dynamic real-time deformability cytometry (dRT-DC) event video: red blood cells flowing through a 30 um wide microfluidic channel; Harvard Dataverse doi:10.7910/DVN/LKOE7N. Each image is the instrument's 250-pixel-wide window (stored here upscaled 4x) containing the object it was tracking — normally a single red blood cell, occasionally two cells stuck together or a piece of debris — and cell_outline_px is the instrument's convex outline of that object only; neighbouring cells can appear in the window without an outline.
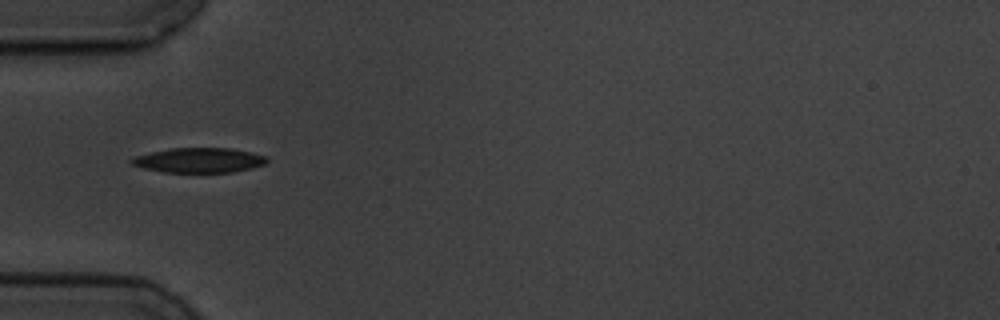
{"species": "common noctule bat (a hibernating species)", "species_latin": "Nyctalus noctula", "temperature_condition": "cold", "stored_images_in_passage": 40, "camera_frame_rate_fps": 3000, "um_per_image_px": 0.085, "animal": {"sex": "male", "body_mass_g": 19.5, "forearm_length_mm": 54.6}, "frame": {"image": 1, "passage_image": 1, "time_ms": 0.0, "image_size_px": [1000, 320], "cell_outline_px": [[268, 160], [264, 164], [252, 168], [232, 172], [164, 172], [144, 168], [132, 164], [128, 160], [132, 156], [172, 148], [232, 148], [252, 152], [268, 156]], "centroid_in_image_um": [16.93, 13.61], "position_along_channel_um": 68.1, "area_um2": 19.65}}
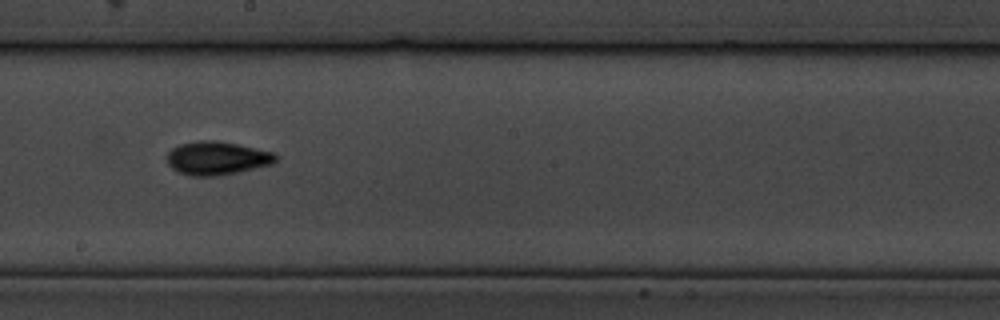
{"frame": {"image": 2, "passage_image": 15, "time_ms": 4.667, "image_size_px": [1000, 320], "cell_outline_px": [[276, 160], [272, 164], [236, 172], [216, 176], [192, 176], [180, 172], [172, 168], [168, 164], [168, 152], [172, 148], [180, 144], [196, 140], [216, 140], [236, 144], [272, 152], [276, 156]], "centroid_in_image_um": [18.4, 13.43], "position_along_channel_um": 229.8, "area_um2": 20.87}}
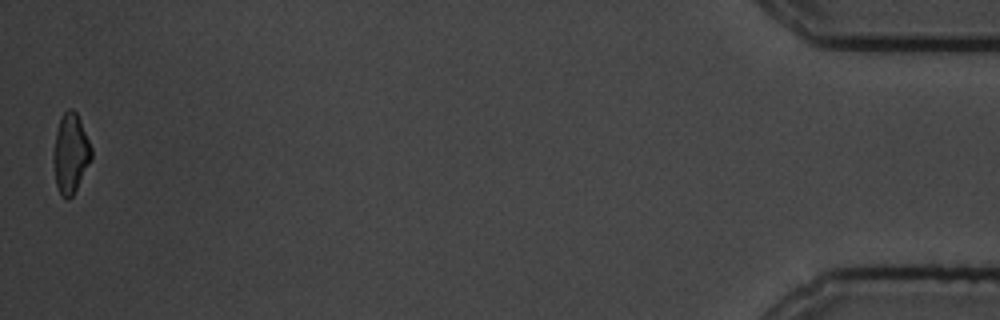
{"frame": {"image": 3, "passage_image": 40, "time_ms": 13.0, "image_size_px": [1000, 320], "cell_outline_px": [[92, 160], [72, 196], [68, 200], [60, 192], [56, 184], [52, 160], [52, 152], [56, 132], [60, 116], [68, 108], [72, 108], [76, 112], [80, 120], [92, 148]], "centroid_in_image_um": [5.99, 13.01], "position_along_channel_um": 429.2, "area_um2": 17.74}, "authors_computed_cell_mechanics": {"area_um2": 18.7561, "velocity_mm_per_s": 3.4737, "shape_relaxation_time_tau1_ms": 2.9113, "shape_relaxation_time_tau2_ms": 3.4448, "deformation_change_tau1": 0.1483, "deformation_change_tau2": 0.0992}}